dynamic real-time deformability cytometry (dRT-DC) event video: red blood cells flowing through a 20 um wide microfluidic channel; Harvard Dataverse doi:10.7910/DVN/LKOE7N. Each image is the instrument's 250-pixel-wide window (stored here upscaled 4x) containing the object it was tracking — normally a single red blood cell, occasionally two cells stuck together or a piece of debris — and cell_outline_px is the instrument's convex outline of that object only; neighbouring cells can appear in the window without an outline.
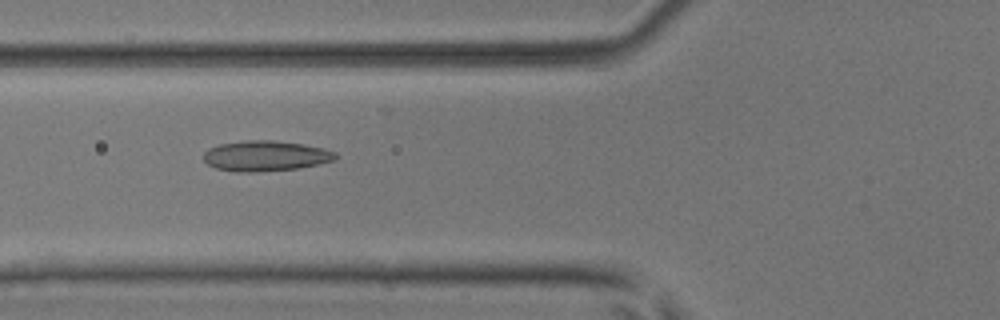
{"species": "common noctule bat (a hibernating species)", "species_latin": "Nyctalus noctula", "temperature_condition": "room temperature", "stored_images_in_passage": 29, "camera_frame_rate_fps": 3000, "um_per_image_px": 0.085, "animal": {"sex": "male", "body_mass_g": 17.9, "forearm_length_mm": 54.2}, "frame": {"image": 1, "passage_image": 4, "time_ms": 1.0, "image_size_px": [1000, 320], "cell_outline_px": [[340, 156], [336, 160], [320, 164], [296, 168], [256, 172], [236, 172], [216, 168], [208, 164], [204, 160], [204, 152], [208, 148], [220, 144], [248, 140], [272, 140], [304, 144], [324, 148], [336, 152]], "centroid_in_image_um": [22.61, 13.25], "position_along_channel_um": 103.2, "area_um2": 23.52}}
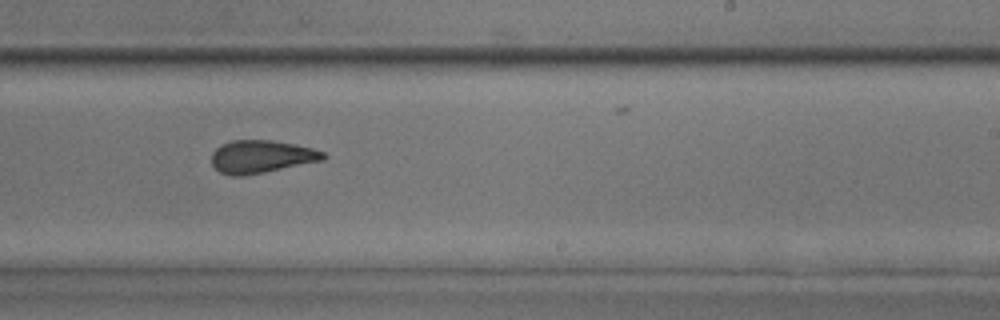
{"frame": {"image": 2, "passage_image": 16, "time_ms": 5.0, "image_size_px": [1000, 320], "cell_outline_px": [[328, 156], [324, 160], [264, 172], [240, 176], [232, 176], [220, 172], [212, 164], [212, 152], [220, 144], [232, 140], [272, 140], [296, 144], [312, 148], [324, 152]], "centroid_in_image_um": [22.22, 13.3], "position_along_channel_um": 266.8, "area_um2": 21.39}}
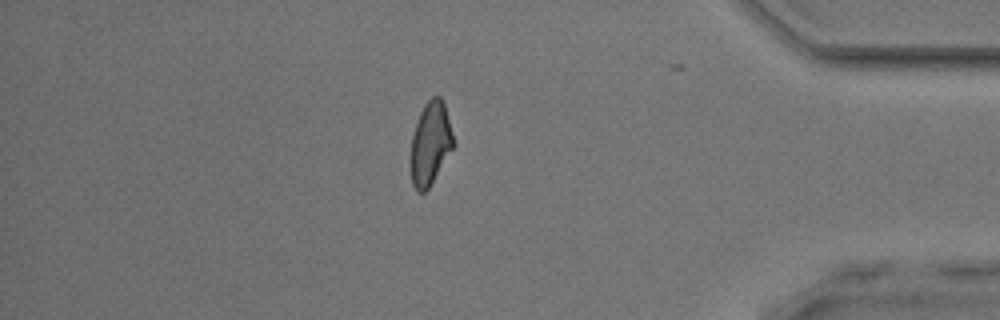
{"frame": {"image": 3, "passage_image": 28, "time_ms": 9.0, "image_size_px": [1000, 320], "cell_outline_px": [[456, 144], [428, 188], [424, 192], [416, 192], [412, 184], [412, 136], [420, 112], [424, 104], [432, 96], [440, 96], [444, 100]], "centroid_in_image_um": [36.62, 12.15], "position_along_channel_um": 398.6, "area_um2": 20.58}}